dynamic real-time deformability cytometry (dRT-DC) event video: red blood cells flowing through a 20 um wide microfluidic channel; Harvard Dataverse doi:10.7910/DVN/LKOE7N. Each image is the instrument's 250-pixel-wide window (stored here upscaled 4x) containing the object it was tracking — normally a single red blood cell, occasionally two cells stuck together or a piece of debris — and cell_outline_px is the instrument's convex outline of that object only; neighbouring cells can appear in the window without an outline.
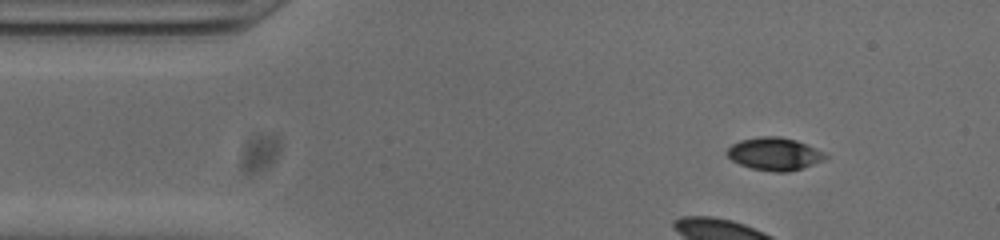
{"species": "common noctule bat (a hibernating species)", "species_latin": "Nyctalus noctula", "temperature_condition": "cold", "stored_images_in_passage": 36, "camera_frame_rate_fps": 3000, "um_per_image_px": 0.085, "animal": {"sex": "male", "body_mass_g": 20.0, "forearm_length_mm": 53.3}, "frame": {"image": 1, "passage_image": 1, "time_ms": 0.0, "image_size_px": [1000, 240], "cell_outline_px": [[828, 160], [788, 172], [776, 172], [752, 168], [740, 164], [732, 160], [724, 152], [732, 144], [740, 140], [760, 136], [780, 136], [796, 140], [824, 152], [828, 156]], "centroid_in_image_um": [65.85, 13.08], "position_along_channel_um": 19.2, "area_um2": 18.84}}